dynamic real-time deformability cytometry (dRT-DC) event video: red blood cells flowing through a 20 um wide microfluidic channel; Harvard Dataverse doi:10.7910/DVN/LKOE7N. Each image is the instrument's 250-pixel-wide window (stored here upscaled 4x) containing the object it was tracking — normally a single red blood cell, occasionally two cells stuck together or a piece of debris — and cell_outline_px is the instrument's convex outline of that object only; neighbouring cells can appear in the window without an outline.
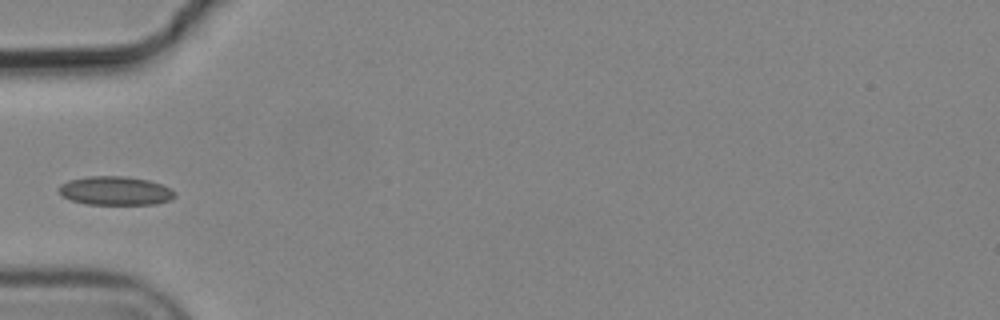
{"species": "common noctule bat (a hibernating species)", "species_latin": "Nyctalus noctula", "temperature_condition": "cold", "stored_images_in_passage": 5, "camera_frame_rate_fps": 3000, "um_per_image_px": 0.085, "animal": {"sex": "male", "body_mass_g": 19.2, "forearm_length_mm": 51.8}, "frame": {"image": 1, "passage_image": 4, "time_ms": 1.0, "image_size_px": [1000, 320], "cell_outline_px": [[176, 196], [168, 200], [156, 204], [84, 204], [72, 200], [64, 196], [56, 188], [60, 184], [68, 180], [88, 176], [128, 176], [148, 180], [160, 184], [176, 192]], "centroid_in_image_um": [9.78, 16.21], "position_along_channel_um": 75.2, "area_um2": 19.42}}